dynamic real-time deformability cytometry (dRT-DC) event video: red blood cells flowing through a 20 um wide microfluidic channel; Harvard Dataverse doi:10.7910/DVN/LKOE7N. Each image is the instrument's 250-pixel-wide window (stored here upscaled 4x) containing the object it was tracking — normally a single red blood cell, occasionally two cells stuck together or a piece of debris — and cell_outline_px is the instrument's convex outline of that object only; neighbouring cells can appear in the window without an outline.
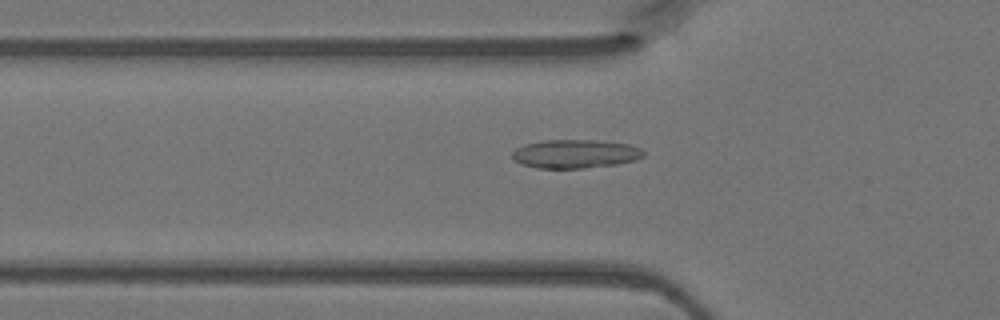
{"species": "Egyptian fruit bat (a non-hibernating species)", "species_latin": "Rousettus aegyptiacus", "temperature_condition": "warm", "stored_images_in_passage": 42, "camera_frame_rate_fps": 3000, "um_per_image_px": 0.085, "animal": {"sex": "female"}, "frame": {"image": 1, "passage_image": 11, "time_ms": 3.333, "image_size_px": [1000, 320], "cell_outline_px": [[644, 156], [636, 160], [616, 164], [584, 168], [536, 168], [520, 164], [512, 156], [512, 152], [516, 148], [524, 144], [544, 140], [596, 140], [628, 144], [640, 148], [644, 152]], "centroid_in_image_um": [48.88, 13.08], "position_along_channel_um": 76.9, "area_um2": 21.91}}
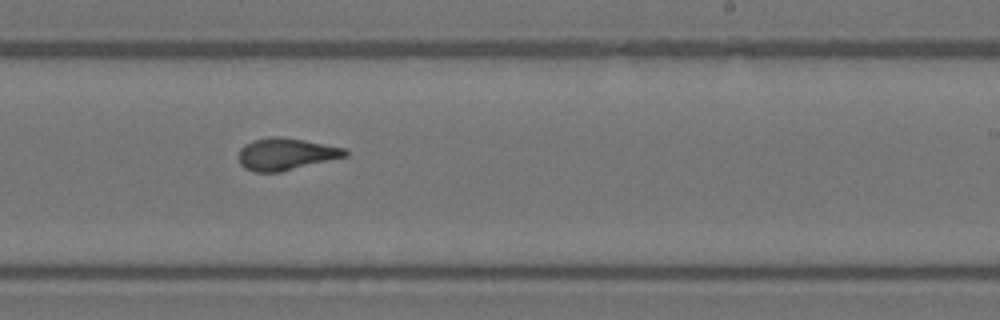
{"frame": {"image": 2, "passage_image": 24, "time_ms": 7.667, "image_size_px": [1000, 320], "cell_outline_px": [[348, 156], [280, 172], [256, 172], [244, 168], [240, 164], [240, 148], [244, 144], [252, 140], [272, 136], [276, 136], [304, 140], [348, 148]], "centroid_in_image_um": [24.33, 13.09], "position_along_channel_um": 264.7, "area_um2": 19.94}}
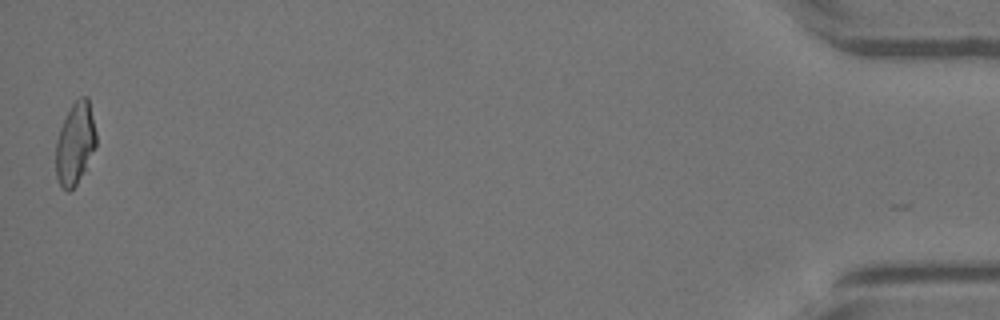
{"frame": {"image": 3, "passage_image": 42, "time_ms": 13.667, "image_size_px": [1000, 320], "cell_outline_px": [[96, 148], [76, 184], [68, 192], [60, 184], [56, 176], [56, 140], [60, 128], [72, 104], [80, 96], [88, 96], [96, 132]], "centroid_in_image_um": [6.39, 12.17], "position_along_channel_um": 428.8, "area_um2": 19.07}}